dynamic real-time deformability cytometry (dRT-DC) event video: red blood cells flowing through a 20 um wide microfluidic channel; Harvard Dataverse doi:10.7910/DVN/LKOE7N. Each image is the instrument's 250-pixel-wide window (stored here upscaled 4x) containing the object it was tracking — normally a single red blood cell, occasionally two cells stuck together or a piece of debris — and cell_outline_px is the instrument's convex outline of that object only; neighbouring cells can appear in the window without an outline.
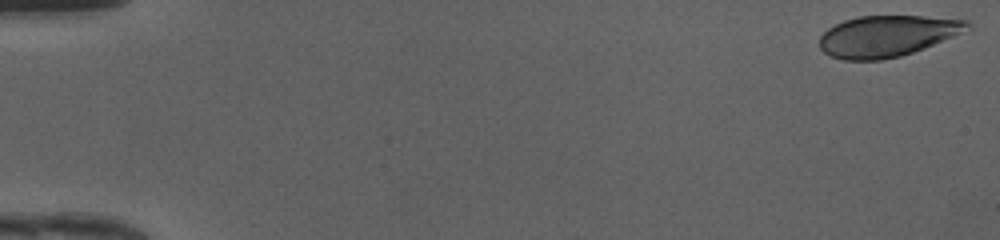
{"species": "human", "species_latin": "Homo sapiens", "temperature_condition": "cold", "stored_images_in_passage": 49, "camera_frame_rate_fps": 3000, "um_per_image_px": 0.085, "donor": {"sex": "female"}, "frame": {"image": 1, "passage_image": 1, "time_ms": 0.0, "image_size_px": [1000, 240], "cell_outline_px": [[972, 28], [924, 48], [900, 56], [880, 60], [844, 60], [832, 56], [824, 52], [820, 48], [820, 36], [828, 28], [844, 20], [860, 16], [924, 16], [968, 20], [972, 24]], "centroid_in_image_um": [75.42, 3.05], "position_along_channel_um": 9.6, "area_um2": 35.32}}
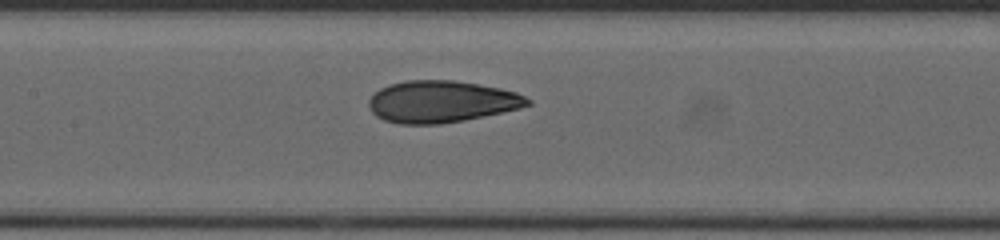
{"frame": {"image": 2, "passage_image": 24, "time_ms": 7.667, "image_size_px": [1000, 240], "cell_outline_px": [[532, 104], [520, 108], [464, 120], [440, 124], [400, 124], [384, 120], [376, 116], [372, 112], [368, 104], [368, 100], [380, 88], [404, 80], [452, 80], [500, 88], [516, 92], [532, 100]], "centroid_in_image_um": [37.52, 8.64], "position_along_channel_um": 169.9, "area_um2": 38.55}}
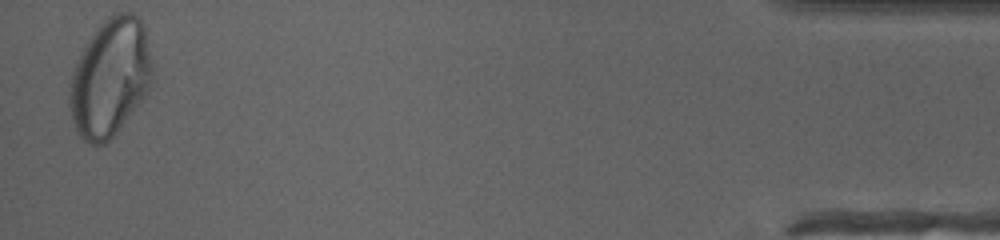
{"frame": {"image": 3, "passage_image": 48, "time_ms": 15.667, "image_size_px": [1000, 240], "cell_outline_px": [[156, 80], [144, 96], [116, 132], [104, 144], [92, 144], [84, 140], [76, 132], [72, 120], [68, 104], [68, 96], [72, 72], [76, 60], [80, 52], [96, 28], [108, 16], [116, 12], [132, 12], [144, 24]], "centroid_in_image_um": [9.36, 6.57], "position_along_channel_um": 425.8, "area_um2": 57.34}, "authors_computed_cell_mechanics": {"area_um2": 38.2636, "velocity_mm_per_s": 4.2031, "shape_relaxation_time_tau1_ms": 7.5682, "shape_relaxation_time_tau2_ms": 0.862, "deformation_change_tau1": 0.2253, "deformation_change_tau2": 0.06}}